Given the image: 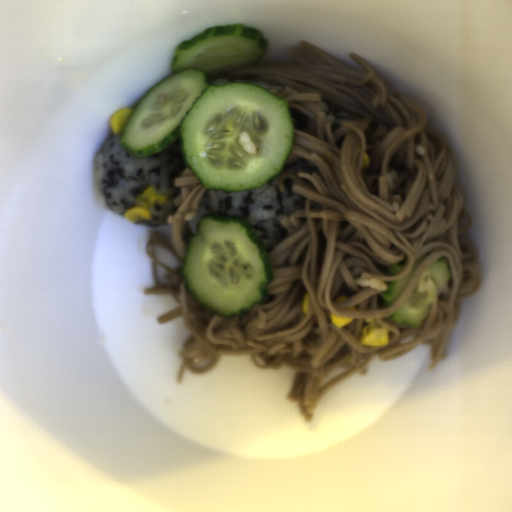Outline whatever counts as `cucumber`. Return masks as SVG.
Masks as SVG:
<instances>
[{"instance_id":"obj_2","label":"cucumber","mask_w":512,"mask_h":512,"mask_svg":"<svg viewBox=\"0 0 512 512\" xmlns=\"http://www.w3.org/2000/svg\"><path fill=\"white\" fill-rule=\"evenodd\" d=\"M183 262L186 291L221 318L251 312L275 279L270 254L250 222L216 213L196 223Z\"/></svg>"},{"instance_id":"obj_5","label":"cucumber","mask_w":512,"mask_h":512,"mask_svg":"<svg viewBox=\"0 0 512 512\" xmlns=\"http://www.w3.org/2000/svg\"><path fill=\"white\" fill-rule=\"evenodd\" d=\"M406 267V263H402V264H392L391 266H389L388 268V275H396V274H400L404 268Z\"/></svg>"},{"instance_id":"obj_1","label":"cucumber","mask_w":512,"mask_h":512,"mask_svg":"<svg viewBox=\"0 0 512 512\" xmlns=\"http://www.w3.org/2000/svg\"><path fill=\"white\" fill-rule=\"evenodd\" d=\"M268 43L259 29L234 24L174 47L173 73L131 109L120 135L124 152L152 155L179 140L203 189L230 193L264 187L283 173L294 131L287 101L250 83L212 85L207 76L256 63Z\"/></svg>"},{"instance_id":"obj_4","label":"cucumber","mask_w":512,"mask_h":512,"mask_svg":"<svg viewBox=\"0 0 512 512\" xmlns=\"http://www.w3.org/2000/svg\"><path fill=\"white\" fill-rule=\"evenodd\" d=\"M429 254L430 253L427 252V253L421 255L420 257H418L417 259H415L413 267L403 277H401L395 281H388L387 290H385L384 292H381V294H380L385 308H389L401 297V295L404 293V291L410 285L416 272L419 270V268L422 266V264L428 258Z\"/></svg>"},{"instance_id":"obj_3","label":"cucumber","mask_w":512,"mask_h":512,"mask_svg":"<svg viewBox=\"0 0 512 512\" xmlns=\"http://www.w3.org/2000/svg\"><path fill=\"white\" fill-rule=\"evenodd\" d=\"M450 278L448 263L440 257L428 266L410 296L388 318L399 325L419 329Z\"/></svg>"}]
</instances>
